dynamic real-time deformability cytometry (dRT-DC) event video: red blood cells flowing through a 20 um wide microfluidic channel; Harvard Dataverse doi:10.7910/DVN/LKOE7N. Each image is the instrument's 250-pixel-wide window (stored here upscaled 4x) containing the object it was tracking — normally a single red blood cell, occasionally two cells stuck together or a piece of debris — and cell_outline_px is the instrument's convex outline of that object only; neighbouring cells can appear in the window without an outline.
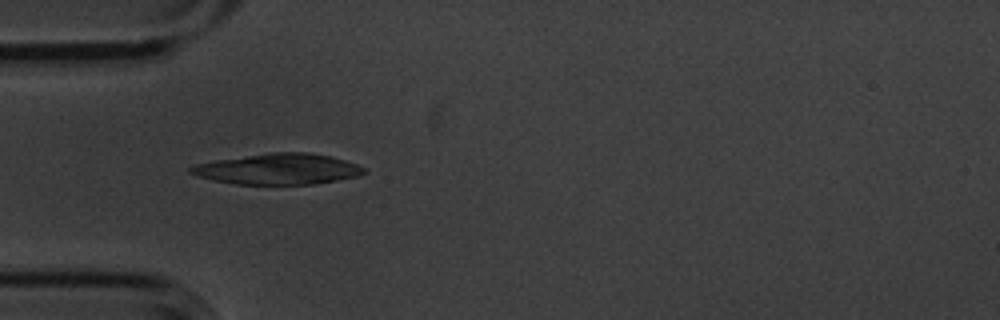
{"species": "common noctule bat (a hibernating species)", "species_latin": "Nyctalus noctula", "temperature_condition": "cold", "stored_images_in_passage": 12, "camera_frame_rate_fps": 3000, "um_per_image_px": 0.085, "animal": {"sex": "male", "body_mass_g": 20.1, "forearm_length_mm": 53.5}, "frame": {"image": 1, "passage_image": 2, "time_ms": 0.333, "image_size_px": [1000, 320], "cell_outline_px": [[368, 172], [360, 176], [316, 184], [236, 184], [212, 180], [196, 176], [188, 172], [188, 168], [196, 164], [216, 160], [272, 152], [308, 152], [328, 156], [344, 160], [356, 164], [364, 168]], "centroid_in_image_um": [23.64, 14.37], "position_along_channel_um": 61.4, "area_um2": 31.1}}
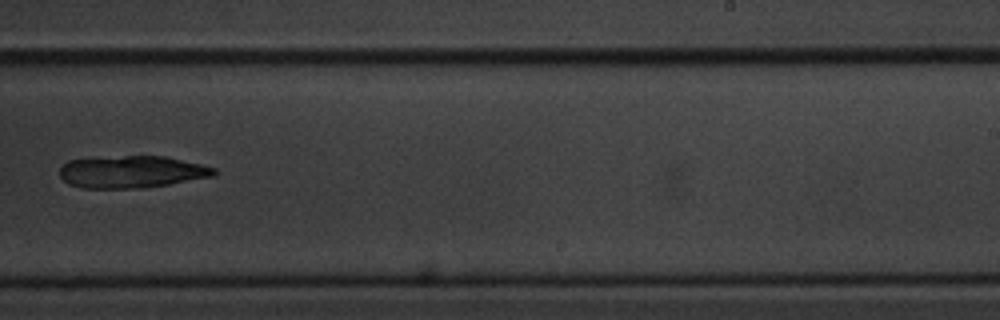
{"frame": {"image": 2, "passage_image": 7, "time_ms": 2.0, "image_size_px": [1000, 320], "cell_outline_px": [[216, 176], [168, 184], [140, 188], [80, 188], [68, 184], [60, 176], [60, 168], [68, 160], [124, 156], [164, 156], [200, 164], [216, 168]], "centroid_in_image_um": [11.2, 14.61], "position_along_channel_um": 277.8, "area_um2": 28.78}}
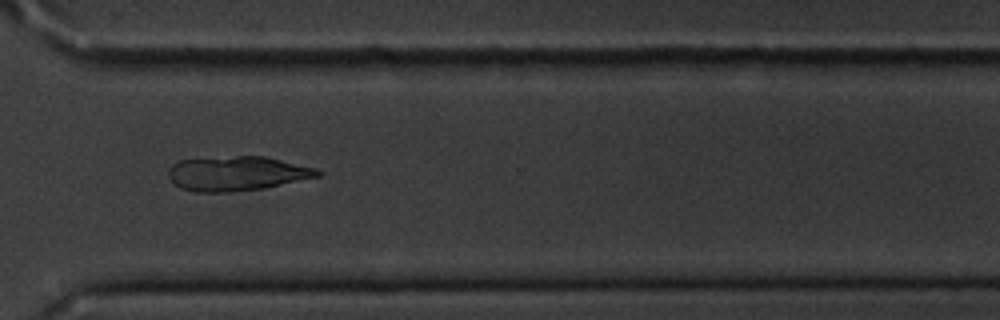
{"frame": {"image": 3, "passage_image": 9, "time_ms": 2.667, "image_size_px": [1000, 320], "cell_outline_px": [[324, 172], [320, 176], [264, 188], [224, 192], [196, 192], [180, 188], [168, 176], [168, 168], [172, 164], [180, 160], [236, 156], [264, 156], [316, 168]], "centroid_in_image_um": [20.15, 14.74], "position_along_channel_um": 350.5, "area_um2": 29.82}}